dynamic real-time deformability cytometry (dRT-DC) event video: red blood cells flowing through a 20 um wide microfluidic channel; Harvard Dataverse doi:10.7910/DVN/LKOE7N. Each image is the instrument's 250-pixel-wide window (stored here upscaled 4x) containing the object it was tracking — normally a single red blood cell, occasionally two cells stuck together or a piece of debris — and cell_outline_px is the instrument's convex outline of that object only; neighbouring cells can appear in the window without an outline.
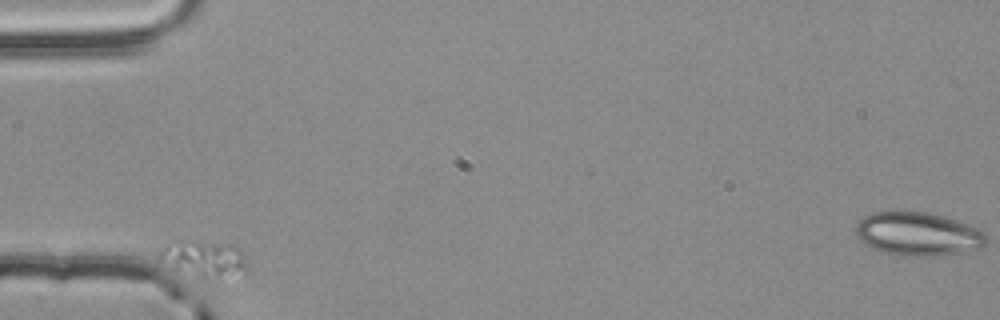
{"species": "common noctule bat (a hibernating species)", "species_latin": "Nyctalus noctula", "temperature_condition": "room temperature", "stored_images_in_passage": 2, "camera_frame_rate_fps": 3000, "um_per_image_px": 0.085, "animal": {"sex": "male", "body_mass_g": 20.4}, "frame": {"image": 1, "passage_image": 1, "time_ms": 0.0, "image_size_px": [1000, 320], "cell_outline_px": [[248, 272], [220, 280], [204, 280], [168, 272], [156, 260], [156, 256], [168, 244], [176, 240], [192, 240], [232, 244], [240, 248], [248, 264]], "centroid_in_image_um": [17.26, 22.08], "position_along_channel_um": 67.7, "area_um2": 20.69}}